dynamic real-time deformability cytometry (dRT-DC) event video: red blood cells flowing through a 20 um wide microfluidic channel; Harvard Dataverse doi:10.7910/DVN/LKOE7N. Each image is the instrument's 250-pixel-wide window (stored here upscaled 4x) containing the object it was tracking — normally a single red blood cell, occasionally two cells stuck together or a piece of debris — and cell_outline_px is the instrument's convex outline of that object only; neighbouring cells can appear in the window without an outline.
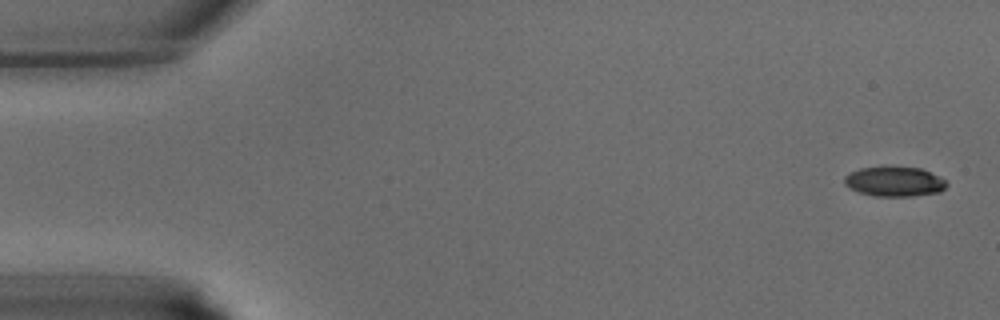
{"species": "common noctule bat (a hibernating species)", "species_latin": "Nyctalus noctula", "temperature_condition": "warm", "stored_images_in_passage": 40, "camera_frame_rate_fps": 3000, "um_per_image_px": 0.085, "animal": {"sex": "male", "body_mass_g": 15.6}, "frame": {"image": 1, "passage_image": 1, "time_ms": 0.0, "image_size_px": [1000, 320], "cell_outline_px": [[948, 184], [940, 192], [912, 196], [872, 196], [848, 188], [844, 184], [844, 176], [848, 172], [860, 168], [884, 164], [920, 168], [944, 180]], "centroid_in_image_um": [75.94, 15.4], "position_along_channel_um": 9.1, "area_um2": 18.26}}
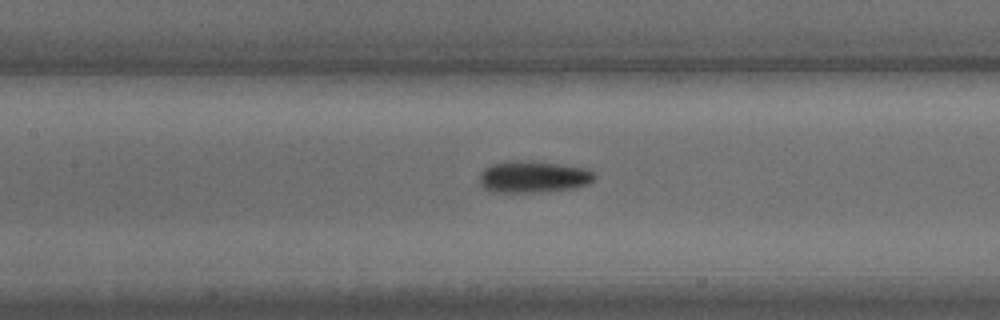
{"frame": {"image": 2, "passage_image": 18, "time_ms": 5.667, "image_size_px": [1000, 320], "cell_outline_px": [[596, 176], [588, 184], [576, 188], [548, 192], [492, 192], [484, 188], [480, 184], [480, 172], [484, 168], [492, 164], [504, 160], [524, 160], [560, 164], [588, 168], [596, 172]], "centroid_in_image_um": [45.35, 15.02], "position_along_channel_um": 162.1, "area_um2": 21.79}}
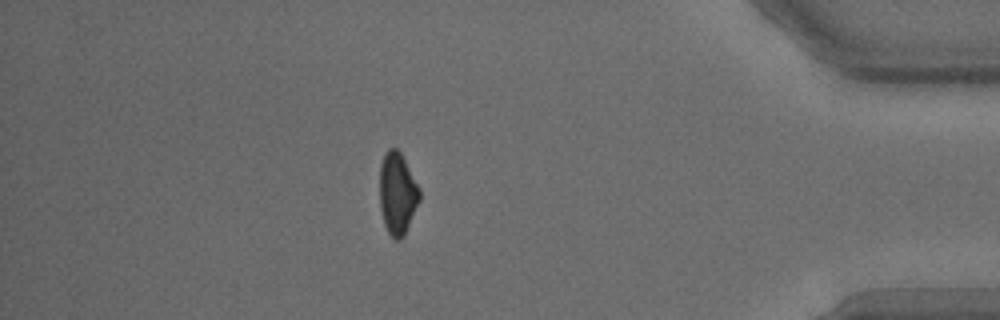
{"frame": {"image": 3, "passage_image": 35, "time_ms": 11.333, "image_size_px": [1000, 320], "cell_outline_px": [[420, 200], [404, 236], [400, 240], [396, 240], [388, 232], [384, 224], [380, 208], [380, 164], [384, 152], [388, 148], [396, 148], [400, 152], [420, 188]], "centroid_in_image_um": [33.77, 16.44], "position_along_channel_um": 401.4, "area_um2": 19.13}}